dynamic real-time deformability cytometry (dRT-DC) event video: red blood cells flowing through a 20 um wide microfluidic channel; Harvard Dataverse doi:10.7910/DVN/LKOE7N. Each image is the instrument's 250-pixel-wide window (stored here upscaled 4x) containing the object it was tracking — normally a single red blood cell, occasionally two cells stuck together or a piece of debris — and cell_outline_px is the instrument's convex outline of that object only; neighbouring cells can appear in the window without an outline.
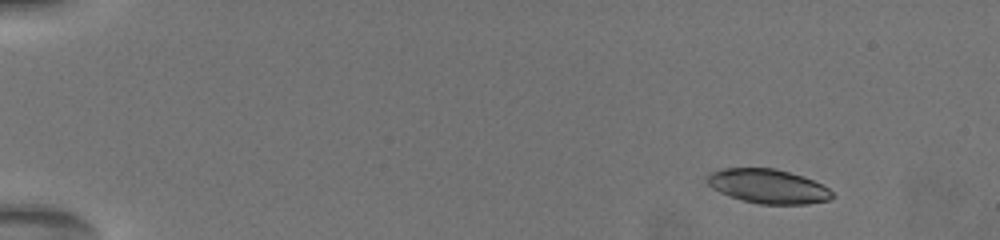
{"species": "common noctule bat (a hibernating species)", "species_latin": "Nyctalus noctula", "temperature_condition": "warm", "stored_images_in_passage": 69, "camera_frame_rate_fps": 3000, "um_per_image_px": 0.085, "animal": {"sex": "female", "body_mass_g": 19.5, "forearm_length_mm": 54.1}, "frame": {"image": 1, "passage_image": 3, "time_ms": 0.333, "image_size_px": [1000, 240], "cell_outline_px": [[836, 196], [832, 200], [808, 204], [760, 204], [740, 200], [728, 196], [712, 188], [708, 184], [704, 176], [712, 172], [724, 168], [776, 168], [812, 180], [828, 188]], "centroid_in_image_um": [65.27, 15.84], "position_along_channel_um": 19.7, "area_um2": 25.09}}
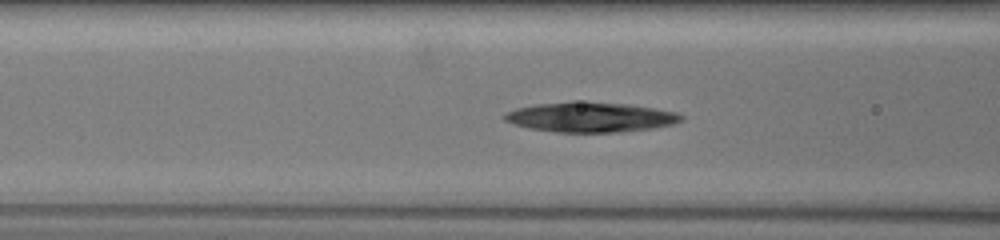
{"frame": {"image": 2, "passage_image": 29, "time_ms": 6.667, "image_size_px": [1000, 240], "cell_outline_px": [[684, 120], [676, 124], [656, 128], [620, 132], [556, 132], [532, 128], [516, 124], [504, 120], [504, 116], [508, 112], [516, 108], [536, 104], [624, 104], [680, 112], [684, 116]], "centroid_in_image_um": [50.32, 10.0], "position_along_channel_um": 116.3, "area_um2": 29.71}}
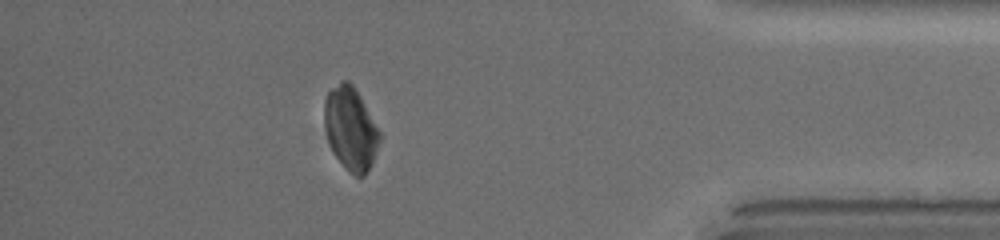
{"frame": {"image": 3, "passage_image": 60, "time_ms": 15.333, "image_size_px": [1000, 240], "cell_outline_px": [[380, 140], [372, 164], [364, 176], [356, 176], [348, 172], [336, 156], [328, 140], [324, 124], [324, 100], [328, 92], [332, 88], [344, 80], [348, 80], [352, 84], [380, 132]], "centroid_in_image_um": [29.79, 10.96], "position_along_channel_um": 405.4, "area_um2": 26.24}, "authors_computed_cell_mechanics": {"area_um2": 27.744, "velocity_mm_per_s": 3.7077, "shape_relaxation_time_tau1_ms": null, "shape_relaxation_time_tau2_ms": 4.3147, "deformation_change_tau1": null, "deformation_change_tau2": 0.0771}}